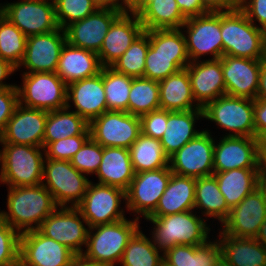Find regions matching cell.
<instances>
[{
    "instance_id": "db71d44e",
    "label": "cell",
    "mask_w": 266,
    "mask_h": 266,
    "mask_svg": "<svg viewBox=\"0 0 266 266\" xmlns=\"http://www.w3.org/2000/svg\"><path fill=\"white\" fill-rule=\"evenodd\" d=\"M208 12H223L239 8V0H200Z\"/></svg>"
},
{
    "instance_id": "9a60e30c",
    "label": "cell",
    "mask_w": 266,
    "mask_h": 266,
    "mask_svg": "<svg viewBox=\"0 0 266 266\" xmlns=\"http://www.w3.org/2000/svg\"><path fill=\"white\" fill-rule=\"evenodd\" d=\"M83 223L87 225L76 207H57L44 219L38 230L46 237L67 246L77 255L83 253L82 246L86 247L87 243L89 229Z\"/></svg>"
},
{
    "instance_id": "d6a6232c",
    "label": "cell",
    "mask_w": 266,
    "mask_h": 266,
    "mask_svg": "<svg viewBox=\"0 0 266 266\" xmlns=\"http://www.w3.org/2000/svg\"><path fill=\"white\" fill-rule=\"evenodd\" d=\"M222 258L231 266H266V247L255 238L232 237L219 232Z\"/></svg>"
},
{
    "instance_id": "681fc988",
    "label": "cell",
    "mask_w": 266,
    "mask_h": 266,
    "mask_svg": "<svg viewBox=\"0 0 266 266\" xmlns=\"http://www.w3.org/2000/svg\"><path fill=\"white\" fill-rule=\"evenodd\" d=\"M19 105L17 85L0 89V138L3 135L8 120Z\"/></svg>"
},
{
    "instance_id": "ee69618b",
    "label": "cell",
    "mask_w": 266,
    "mask_h": 266,
    "mask_svg": "<svg viewBox=\"0 0 266 266\" xmlns=\"http://www.w3.org/2000/svg\"><path fill=\"white\" fill-rule=\"evenodd\" d=\"M99 7L95 0H59L55 4L56 21L61 29L80 21L95 12Z\"/></svg>"
},
{
    "instance_id": "f6af8a7d",
    "label": "cell",
    "mask_w": 266,
    "mask_h": 266,
    "mask_svg": "<svg viewBox=\"0 0 266 266\" xmlns=\"http://www.w3.org/2000/svg\"><path fill=\"white\" fill-rule=\"evenodd\" d=\"M20 235L0 219V266H19Z\"/></svg>"
},
{
    "instance_id": "6da1fadb",
    "label": "cell",
    "mask_w": 266,
    "mask_h": 266,
    "mask_svg": "<svg viewBox=\"0 0 266 266\" xmlns=\"http://www.w3.org/2000/svg\"><path fill=\"white\" fill-rule=\"evenodd\" d=\"M7 197L8 212L0 211V219L20 234L38 230L44 219L58 207L42 184L8 187Z\"/></svg>"
},
{
    "instance_id": "c3c4849f",
    "label": "cell",
    "mask_w": 266,
    "mask_h": 266,
    "mask_svg": "<svg viewBox=\"0 0 266 266\" xmlns=\"http://www.w3.org/2000/svg\"><path fill=\"white\" fill-rule=\"evenodd\" d=\"M139 118L142 134L158 140L162 138L167 127L168 110H154Z\"/></svg>"
},
{
    "instance_id": "e7e4bbea",
    "label": "cell",
    "mask_w": 266,
    "mask_h": 266,
    "mask_svg": "<svg viewBox=\"0 0 266 266\" xmlns=\"http://www.w3.org/2000/svg\"><path fill=\"white\" fill-rule=\"evenodd\" d=\"M216 266H231L223 258L216 264Z\"/></svg>"
},
{
    "instance_id": "9f6ffc18",
    "label": "cell",
    "mask_w": 266,
    "mask_h": 266,
    "mask_svg": "<svg viewBox=\"0 0 266 266\" xmlns=\"http://www.w3.org/2000/svg\"><path fill=\"white\" fill-rule=\"evenodd\" d=\"M255 138L259 162L261 167H266V131L259 133Z\"/></svg>"
},
{
    "instance_id": "e0dca14e",
    "label": "cell",
    "mask_w": 266,
    "mask_h": 266,
    "mask_svg": "<svg viewBox=\"0 0 266 266\" xmlns=\"http://www.w3.org/2000/svg\"><path fill=\"white\" fill-rule=\"evenodd\" d=\"M76 254L39 230L20 235L19 266H69Z\"/></svg>"
},
{
    "instance_id": "ba28073f",
    "label": "cell",
    "mask_w": 266,
    "mask_h": 266,
    "mask_svg": "<svg viewBox=\"0 0 266 266\" xmlns=\"http://www.w3.org/2000/svg\"><path fill=\"white\" fill-rule=\"evenodd\" d=\"M22 78L20 105L48 112L67 107V84L56 72L23 73Z\"/></svg>"
},
{
    "instance_id": "83f0119b",
    "label": "cell",
    "mask_w": 266,
    "mask_h": 266,
    "mask_svg": "<svg viewBox=\"0 0 266 266\" xmlns=\"http://www.w3.org/2000/svg\"><path fill=\"white\" fill-rule=\"evenodd\" d=\"M195 183L196 178L172 173L156 209L148 217H162L194 210Z\"/></svg>"
},
{
    "instance_id": "816d5d0a",
    "label": "cell",
    "mask_w": 266,
    "mask_h": 266,
    "mask_svg": "<svg viewBox=\"0 0 266 266\" xmlns=\"http://www.w3.org/2000/svg\"><path fill=\"white\" fill-rule=\"evenodd\" d=\"M182 15L188 19L207 13L200 0H176Z\"/></svg>"
},
{
    "instance_id": "003e7915",
    "label": "cell",
    "mask_w": 266,
    "mask_h": 266,
    "mask_svg": "<svg viewBox=\"0 0 266 266\" xmlns=\"http://www.w3.org/2000/svg\"><path fill=\"white\" fill-rule=\"evenodd\" d=\"M264 60L266 61V43H265V59Z\"/></svg>"
},
{
    "instance_id": "7402d4cb",
    "label": "cell",
    "mask_w": 266,
    "mask_h": 266,
    "mask_svg": "<svg viewBox=\"0 0 266 266\" xmlns=\"http://www.w3.org/2000/svg\"><path fill=\"white\" fill-rule=\"evenodd\" d=\"M261 169L255 137L224 136L214 145V172Z\"/></svg>"
},
{
    "instance_id": "4dcf8cb0",
    "label": "cell",
    "mask_w": 266,
    "mask_h": 266,
    "mask_svg": "<svg viewBox=\"0 0 266 266\" xmlns=\"http://www.w3.org/2000/svg\"><path fill=\"white\" fill-rule=\"evenodd\" d=\"M144 30L181 29L187 20L176 0H142L134 9Z\"/></svg>"
},
{
    "instance_id": "277c9868",
    "label": "cell",
    "mask_w": 266,
    "mask_h": 266,
    "mask_svg": "<svg viewBox=\"0 0 266 266\" xmlns=\"http://www.w3.org/2000/svg\"><path fill=\"white\" fill-rule=\"evenodd\" d=\"M153 223L152 242L163 253L176 245L198 246L209 240L210 229L193 210L162 217H147Z\"/></svg>"
},
{
    "instance_id": "603a6c76",
    "label": "cell",
    "mask_w": 266,
    "mask_h": 266,
    "mask_svg": "<svg viewBox=\"0 0 266 266\" xmlns=\"http://www.w3.org/2000/svg\"><path fill=\"white\" fill-rule=\"evenodd\" d=\"M263 60L221 57L226 94L255 100Z\"/></svg>"
},
{
    "instance_id": "e575fe53",
    "label": "cell",
    "mask_w": 266,
    "mask_h": 266,
    "mask_svg": "<svg viewBox=\"0 0 266 266\" xmlns=\"http://www.w3.org/2000/svg\"><path fill=\"white\" fill-rule=\"evenodd\" d=\"M260 169H232L214 172L218 187L230 209L237 206L248 194L258 188Z\"/></svg>"
},
{
    "instance_id": "30bf717a",
    "label": "cell",
    "mask_w": 266,
    "mask_h": 266,
    "mask_svg": "<svg viewBox=\"0 0 266 266\" xmlns=\"http://www.w3.org/2000/svg\"><path fill=\"white\" fill-rule=\"evenodd\" d=\"M121 199L126 201V191L115 186L94 184L90 181L82 201L76 206L88 228L124 220Z\"/></svg>"
},
{
    "instance_id": "d590c367",
    "label": "cell",
    "mask_w": 266,
    "mask_h": 266,
    "mask_svg": "<svg viewBox=\"0 0 266 266\" xmlns=\"http://www.w3.org/2000/svg\"><path fill=\"white\" fill-rule=\"evenodd\" d=\"M76 135H90L89 123L80 115L67 107L48 112L43 148L50 142Z\"/></svg>"
},
{
    "instance_id": "4fadbf2b",
    "label": "cell",
    "mask_w": 266,
    "mask_h": 266,
    "mask_svg": "<svg viewBox=\"0 0 266 266\" xmlns=\"http://www.w3.org/2000/svg\"><path fill=\"white\" fill-rule=\"evenodd\" d=\"M0 13L27 37L59 28L55 5L43 0H22L0 5Z\"/></svg>"
},
{
    "instance_id": "52a82bcc",
    "label": "cell",
    "mask_w": 266,
    "mask_h": 266,
    "mask_svg": "<svg viewBox=\"0 0 266 266\" xmlns=\"http://www.w3.org/2000/svg\"><path fill=\"white\" fill-rule=\"evenodd\" d=\"M46 163V164H45ZM70 161L45 158L42 185L58 207H76L84 198L90 181ZM68 203V204H67Z\"/></svg>"
},
{
    "instance_id": "1f68e13d",
    "label": "cell",
    "mask_w": 266,
    "mask_h": 266,
    "mask_svg": "<svg viewBox=\"0 0 266 266\" xmlns=\"http://www.w3.org/2000/svg\"><path fill=\"white\" fill-rule=\"evenodd\" d=\"M158 84L160 109L168 111L202 109L195 102L190 77L186 69L169 75L166 79L159 81Z\"/></svg>"
},
{
    "instance_id": "3957f363",
    "label": "cell",
    "mask_w": 266,
    "mask_h": 266,
    "mask_svg": "<svg viewBox=\"0 0 266 266\" xmlns=\"http://www.w3.org/2000/svg\"><path fill=\"white\" fill-rule=\"evenodd\" d=\"M223 55L265 59L266 32L255 26L240 9L221 12Z\"/></svg>"
},
{
    "instance_id": "5b68a950",
    "label": "cell",
    "mask_w": 266,
    "mask_h": 266,
    "mask_svg": "<svg viewBox=\"0 0 266 266\" xmlns=\"http://www.w3.org/2000/svg\"><path fill=\"white\" fill-rule=\"evenodd\" d=\"M0 182L8 187L36 186L42 184L43 147L0 143Z\"/></svg>"
},
{
    "instance_id": "94428289",
    "label": "cell",
    "mask_w": 266,
    "mask_h": 266,
    "mask_svg": "<svg viewBox=\"0 0 266 266\" xmlns=\"http://www.w3.org/2000/svg\"><path fill=\"white\" fill-rule=\"evenodd\" d=\"M258 189L262 192L266 200V167H261L258 174Z\"/></svg>"
},
{
    "instance_id": "7dc6e473",
    "label": "cell",
    "mask_w": 266,
    "mask_h": 266,
    "mask_svg": "<svg viewBox=\"0 0 266 266\" xmlns=\"http://www.w3.org/2000/svg\"><path fill=\"white\" fill-rule=\"evenodd\" d=\"M89 138L90 135H76L50 142L44 148L45 158L70 161Z\"/></svg>"
},
{
    "instance_id": "7bdbcfd3",
    "label": "cell",
    "mask_w": 266,
    "mask_h": 266,
    "mask_svg": "<svg viewBox=\"0 0 266 266\" xmlns=\"http://www.w3.org/2000/svg\"><path fill=\"white\" fill-rule=\"evenodd\" d=\"M149 48L148 30L140 34L125 53L110 67L133 78L144 77L145 59Z\"/></svg>"
},
{
    "instance_id": "b9f144b4",
    "label": "cell",
    "mask_w": 266,
    "mask_h": 266,
    "mask_svg": "<svg viewBox=\"0 0 266 266\" xmlns=\"http://www.w3.org/2000/svg\"><path fill=\"white\" fill-rule=\"evenodd\" d=\"M27 36L0 13V58L16 70L24 57Z\"/></svg>"
},
{
    "instance_id": "91938a15",
    "label": "cell",
    "mask_w": 266,
    "mask_h": 266,
    "mask_svg": "<svg viewBox=\"0 0 266 266\" xmlns=\"http://www.w3.org/2000/svg\"><path fill=\"white\" fill-rule=\"evenodd\" d=\"M69 266H109V265L88 259L82 254H77L72 258Z\"/></svg>"
},
{
    "instance_id": "8992f818",
    "label": "cell",
    "mask_w": 266,
    "mask_h": 266,
    "mask_svg": "<svg viewBox=\"0 0 266 266\" xmlns=\"http://www.w3.org/2000/svg\"><path fill=\"white\" fill-rule=\"evenodd\" d=\"M140 229L139 217L135 220L97 225L89 228L87 249L82 253L86 258L114 266L120 263L123 252L133 235ZM93 233L92 231H95Z\"/></svg>"
},
{
    "instance_id": "cb8c5ba5",
    "label": "cell",
    "mask_w": 266,
    "mask_h": 266,
    "mask_svg": "<svg viewBox=\"0 0 266 266\" xmlns=\"http://www.w3.org/2000/svg\"><path fill=\"white\" fill-rule=\"evenodd\" d=\"M69 101L76 108L74 112L88 123L108 111L103 86V67L95 76L68 84L67 108L70 110Z\"/></svg>"
},
{
    "instance_id": "836d02e7",
    "label": "cell",
    "mask_w": 266,
    "mask_h": 266,
    "mask_svg": "<svg viewBox=\"0 0 266 266\" xmlns=\"http://www.w3.org/2000/svg\"><path fill=\"white\" fill-rule=\"evenodd\" d=\"M162 255L167 266H216L222 259V247L217 239L212 242L207 240L198 246L179 244Z\"/></svg>"
},
{
    "instance_id": "bcb514c9",
    "label": "cell",
    "mask_w": 266,
    "mask_h": 266,
    "mask_svg": "<svg viewBox=\"0 0 266 266\" xmlns=\"http://www.w3.org/2000/svg\"><path fill=\"white\" fill-rule=\"evenodd\" d=\"M102 160V146L91 137L75 153L70 163L81 173L96 174Z\"/></svg>"
},
{
    "instance_id": "5bb4252c",
    "label": "cell",
    "mask_w": 266,
    "mask_h": 266,
    "mask_svg": "<svg viewBox=\"0 0 266 266\" xmlns=\"http://www.w3.org/2000/svg\"><path fill=\"white\" fill-rule=\"evenodd\" d=\"M214 145L210 132L203 130L169 157V168L180 176L201 178L213 175Z\"/></svg>"
},
{
    "instance_id": "d4e9b609",
    "label": "cell",
    "mask_w": 266,
    "mask_h": 266,
    "mask_svg": "<svg viewBox=\"0 0 266 266\" xmlns=\"http://www.w3.org/2000/svg\"><path fill=\"white\" fill-rule=\"evenodd\" d=\"M185 69L195 102L200 108L226 94L221 58L193 61Z\"/></svg>"
},
{
    "instance_id": "11a10c76",
    "label": "cell",
    "mask_w": 266,
    "mask_h": 266,
    "mask_svg": "<svg viewBox=\"0 0 266 266\" xmlns=\"http://www.w3.org/2000/svg\"><path fill=\"white\" fill-rule=\"evenodd\" d=\"M16 68L11 65L8 61L0 58V89L15 87L16 84H4L3 80H6L12 73L16 72Z\"/></svg>"
},
{
    "instance_id": "7a4b0ae2",
    "label": "cell",
    "mask_w": 266,
    "mask_h": 266,
    "mask_svg": "<svg viewBox=\"0 0 266 266\" xmlns=\"http://www.w3.org/2000/svg\"><path fill=\"white\" fill-rule=\"evenodd\" d=\"M183 32L182 29L148 30L144 78L159 82L190 64Z\"/></svg>"
},
{
    "instance_id": "8d00e7d4",
    "label": "cell",
    "mask_w": 266,
    "mask_h": 266,
    "mask_svg": "<svg viewBox=\"0 0 266 266\" xmlns=\"http://www.w3.org/2000/svg\"><path fill=\"white\" fill-rule=\"evenodd\" d=\"M202 211L203 216L217 218L222 224L230 215L228 207L218 182L214 175L196 178L195 183V206L194 210Z\"/></svg>"
},
{
    "instance_id": "f1b7e54d",
    "label": "cell",
    "mask_w": 266,
    "mask_h": 266,
    "mask_svg": "<svg viewBox=\"0 0 266 266\" xmlns=\"http://www.w3.org/2000/svg\"><path fill=\"white\" fill-rule=\"evenodd\" d=\"M98 184L129 188L135 176L130 151L123 147H102V160L98 171Z\"/></svg>"
},
{
    "instance_id": "f5cc1de1",
    "label": "cell",
    "mask_w": 266,
    "mask_h": 266,
    "mask_svg": "<svg viewBox=\"0 0 266 266\" xmlns=\"http://www.w3.org/2000/svg\"><path fill=\"white\" fill-rule=\"evenodd\" d=\"M254 127L255 137L266 131V100L264 99L254 100Z\"/></svg>"
},
{
    "instance_id": "74e56055",
    "label": "cell",
    "mask_w": 266,
    "mask_h": 266,
    "mask_svg": "<svg viewBox=\"0 0 266 266\" xmlns=\"http://www.w3.org/2000/svg\"><path fill=\"white\" fill-rule=\"evenodd\" d=\"M131 163L135 173L167 167L169 158L165 154L160 140L139 134L130 146Z\"/></svg>"
},
{
    "instance_id": "ffe728a7",
    "label": "cell",
    "mask_w": 266,
    "mask_h": 266,
    "mask_svg": "<svg viewBox=\"0 0 266 266\" xmlns=\"http://www.w3.org/2000/svg\"><path fill=\"white\" fill-rule=\"evenodd\" d=\"M265 219L266 200L256 188L231 209L229 217L221 224L222 232L232 237L256 238Z\"/></svg>"
},
{
    "instance_id": "680465c9",
    "label": "cell",
    "mask_w": 266,
    "mask_h": 266,
    "mask_svg": "<svg viewBox=\"0 0 266 266\" xmlns=\"http://www.w3.org/2000/svg\"><path fill=\"white\" fill-rule=\"evenodd\" d=\"M256 98L266 100V61L265 60H263L261 63V71L259 75V84L256 93Z\"/></svg>"
},
{
    "instance_id": "f546056e",
    "label": "cell",
    "mask_w": 266,
    "mask_h": 266,
    "mask_svg": "<svg viewBox=\"0 0 266 266\" xmlns=\"http://www.w3.org/2000/svg\"><path fill=\"white\" fill-rule=\"evenodd\" d=\"M199 118H203V109L168 111L167 127L160 139L168 158L202 132L194 129L195 122Z\"/></svg>"
},
{
    "instance_id": "4316f807",
    "label": "cell",
    "mask_w": 266,
    "mask_h": 266,
    "mask_svg": "<svg viewBox=\"0 0 266 266\" xmlns=\"http://www.w3.org/2000/svg\"><path fill=\"white\" fill-rule=\"evenodd\" d=\"M101 69L102 65L96 52L66 42L59 57L56 74L68 85L95 76Z\"/></svg>"
},
{
    "instance_id": "9c48e42d",
    "label": "cell",
    "mask_w": 266,
    "mask_h": 266,
    "mask_svg": "<svg viewBox=\"0 0 266 266\" xmlns=\"http://www.w3.org/2000/svg\"><path fill=\"white\" fill-rule=\"evenodd\" d=\"M203 118L232 131L225 136L255 137L252 99L222 95L203 108Z\"/></svg>"
},
{
    "instance_id": "ab89813d",
    "label": "cell",
    "mask_w": 266,
    "mask_h": 266,
    "mask_svg": "<svg viewBox=\"0 0 266 266\" xmlns=\"http://www.w3.org/2000/svg\"><path fill=\"white\" fill-rule=\"evenodd\" d=\"M162 252L140 229L129 240L124 252L120 265L122 266H161L163 256Z\"/></svg>"
},
{
    "instance_id": "f35d334b",
    "label": "cell",
    "mask_w": 266,
    "mask_h": 266,
    "mask_svg": "<svg viewBox=\"0 0 266 266\" xmlns=\"http://www.w3.org/2000/svg\"><path fill=\"white\" fill-rule=\"evenodd\" d=\"M160 109L159 84L144 77L133 78L129 93L128 113L141 117Z\"/></svg>"
},
{
    "instance_id": "f907efd6",
    "label": "cell",
    "mask_w": 266,
    "mask_h": 266,
    "mask_svg": "<svg viewBox=\"0 0 266 266\" xmlns=\"http://www.w3.org/2000/svg\"><path fill=\"white\" fill-rule=\"evenodd\" d=\"M239 8L253 24L258 21L259 28L266 32V0H239Z\"/></svg>"
},
{
    "instance_id": "d6986e66",
    "label": "cell",
    "mask_w": 266,
    "mask_h": 266,
    "mask_svg": "<svg viewBox=\"0 0 266 266\" xmlns=\"http://www.w3.org/2000/svg\"><path fill=\"white\" fill-rule=\"evenodd\" d=\"M122 13L109 8H98L80 21L67 26L64 30L66 41L75 47L98 53L112 23Z\"/></svg>"
},
{
    "instance_id": "60d3db41",
    "label": "cell",
    "mask_w": 266,
    "mask_h": 266,
    "mask_svg": "<svg viewBox=\"0 0 266 266\" xmlns=\"http://www.w3.org/2000/svg\"><path fill=\"white\" fill-rule=\"evenodd\" d=\"M133 77L103 67V86L107 109L110 111L128 112L129 93Z\"/></svg>"
},
{
    "instance_id": "7c38bea8",
    "label": "cell",
    "mask_w": 266,
    "mask_h": 266,
    "mask_svg": "<svg viewBox=\"0 0 266 266\" xmlns=\"http://www.w3.org/2000/svg\"><path fill=\"white\" fill-rule=\"evenodd\" d=\"M90 137L102 147L129 149L141 133L140 118L128 112L106 111L89 123Z\"/></svg>"
},
{
    "instance_id": "2e32d148",
    "label": "cell",
    "mask_w": 266,
    "mask_h": 266,
    "mask_svg": "<svg viewBox=\"0 0 266 266\" xmlns=\"http://www.w3.org/2000/svg\"><path fill=\"white\" fill-rule=\"evenodd\" d=\"M171 174L169 165L156 170L135 173L126 190V209L147 218L156 209Z\"/></svg>"
},
{
    "instance_id": "6125c7cd",
    "label": "cell",
    "mask_w": 266,
    "mask_h": 266,
    "mask_svg": "<svg viewBox=\"0 0 266 266\" xmlns=\"http://www.w3.org/2000/svg\"><path fill=\"white\" fill-rule=\"evenodd\" d=\"M255 239L266 247V219L264 220L262 226L260 227L259 233Z\"/></svg>"
},
{
    "instance_id": "be15d7a7",
    "label": "cell",
    "mask_w": 266,
    "mask_h": 266,
    "mask_svg": "<svg viewBox=\"0 0 266 266\" xmlns=\"http://www.w3.org/2000/svg\"><path fill=\"white\" fill-rule=\"evenodd\" d=\"M142 0H125V13L133 12V9L141 2Z\"/></svg>"
},
{
    "instance_id": "03108f58",
    "label": "cell",
    "mask_w": 266,
    "mask_h": 266,
    "mask_svg": "<svg viewBox=\"0 0 266 266\" xmlns=\"http://www.w3.org/2000/svg\"><path fill=\"white\" fill-rule=\"evenodd\" d=\"M43 1L49 2L55 5L59 0H43Z\"/></svg>"
},
{
    "instance_id": "6f0895ef",
    "label": "cell",
    "mask_w": 266,
    "mask_h": 266,
    "mask_svg": "<svg viewBox=\"0 0 266 266\" xmlns=\"http://www.w3.org/2000/svg\"><path fill=\"white\" fill-rule=\"evenodd\" d=\"M95 3L99 8H109L125 13V0H95Z\"/></svg>"
},
{
    "instance_id": "484cf974",
    "label": "cell",
    "mask_w": 266,
    "mask_h": 266,
    "mask_svg": "<svg viewBox=\"0 0 266 266\" xmlns=\"http://www.w3.org/2000/svg\"><path fill=\"white\" fill-rule=\"evenodd\" d=\"M144 31L137 13H122L112 23L97 53L102 67H110Z\"/></svg>"
},
{
    "instance_id": "ac0fdd59",
    "label": "cell",
    "mask_w": 266,
    "mask_h": 266,
    "mask_svg": "<svg viewBox=\"0 0 266 266\" xmlns=\"http://www.w3.org/2000/svg\"><path fill=\"white\" fill-rule=\"evenodd\" d=\"M66 33L60 27L52 32L27 37L24 57L18 68L26 72H56L61 51L66 43Z\"/></svg>"
},
{
    "instance_id": "44dd1931",
    "label": "cell",
    "mask_w": 266,
    "mask_h": 266,
    "mask_svg": "<svg viewBox=\"0 0 266 266\" xmlns=\"http://www.w3.org/2000/svg\"><path fill=\"white\" fill-rule=\"evenodd\" d=\"M48 111L18 105L8 120L0 143L43 147Z\"/></svg>"
},
{
    "instance_id": "8fae6325",
    "label": "cell",
    "mask_w": 266,
    "mask_h": 266,
    "mask_svg": "<svg viewBox=\"0 0 266 266\" xmlns=\"http://www.w3.org/2000/svg\"><path fill=\"white\" fill-rule=\"evenodd\" d=\"M185 30L186 51L190 62L198 61L206 54L219 59L223 56L221 37V12H207L188 18L181 28Z\"/></svg>"
}]
</instances>
